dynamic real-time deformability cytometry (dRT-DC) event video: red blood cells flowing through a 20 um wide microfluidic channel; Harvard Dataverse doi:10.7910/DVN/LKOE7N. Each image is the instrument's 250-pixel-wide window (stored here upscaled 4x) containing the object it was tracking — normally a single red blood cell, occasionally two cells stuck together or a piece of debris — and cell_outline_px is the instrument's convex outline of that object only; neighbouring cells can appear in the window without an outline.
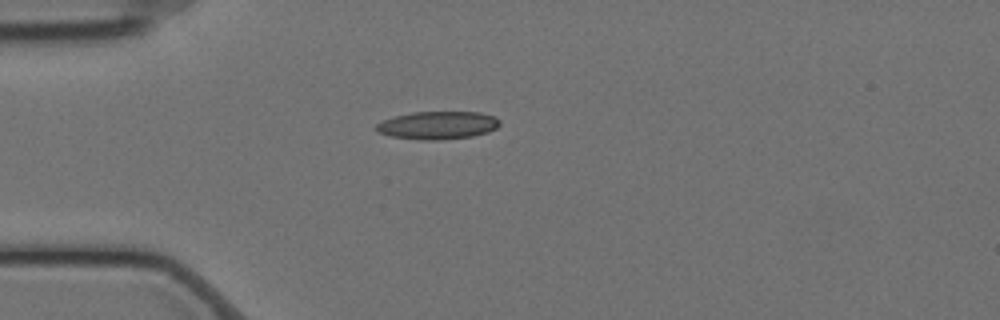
{"species": "Egyptian fruit bat (a non-hibernating species)", "species_latin": "Rousettus aegyptiacus", "temperature_condition": "cold", "stored_images_in_passage": 34, "camera_frame_rate_fps": 3000, "um_per_image_px": 0.085, "animal": {"sex": "female"}, "frame": {"image": 1, "passage_image": 1, "time_ms": 0.0, "image_size_px": [1000, 320], "cell_outline_px": [[500, 124], [496, 128], [488, 132], [472, 136], [440, 140], [420, 140], [392, 136], [376, 132], [376, 124], [384, 120], [396, 116], [412, 112], [480, 112], [496, 116], [500, 120]], "centroid_in_image_um": [37.24, 10.64], "position_along_channel_um": 47.8, "area_um2": 20.11}}
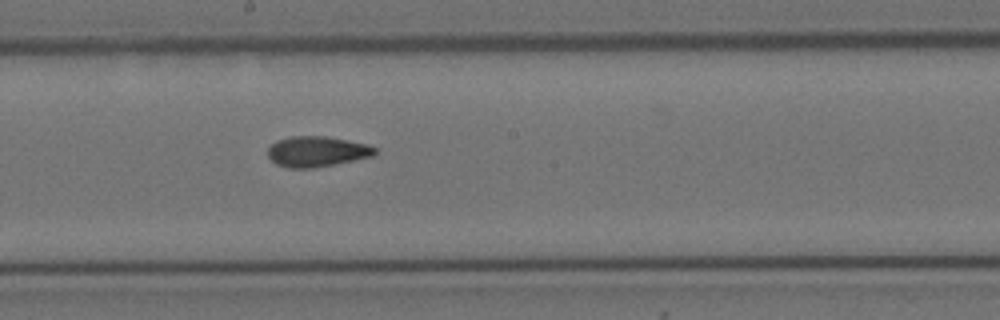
{"frame": {"image": 2, "passage_image": 17, "time_ms": 5.333, "image_size_px": [1000, 320], "cell_outline_px": [[376, 152], [372, 156], [312, 168], [288, 168], [276, 164], [268, 156], [268, 148], [276, 140], [288, 136], [324, 136], [348, 140], [368, 144], [376, 148]], "centroid_in_image_um": [26.9, 12.86], "position_along_channel_um": 221.3, "area_um2": 18.9}}
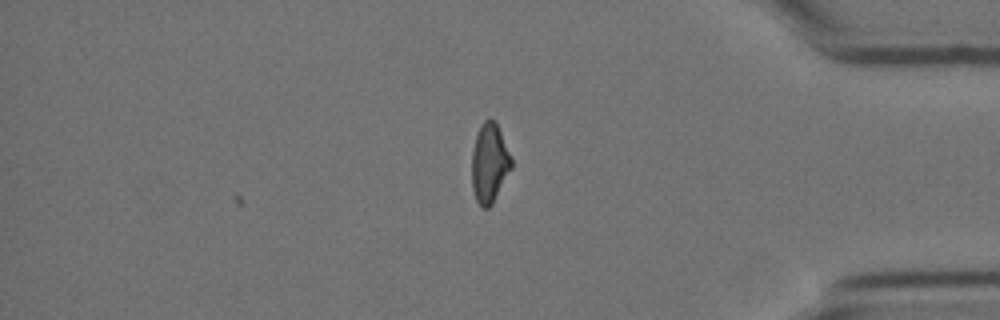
{"frame": {"image": 3, "passage_image": 34, "time_ms": 11.0, "image_size_px": [1000, 320], "cell_outline_px": [[512, 168], [492, 204], [488, 208], [480, 208], [476, 200], [472, 188], [472, 148], [480, 124], [484, 120], [496, 120], [512, 160]], "centroid_in_image_um": [41.59, 13.88], "position_along_channel_um": 393.6, "area_um2": 18.38}, "authors_computed_cell_mechanics": {"area_um2": 18.9584, "velocity_mm_per_s": 3.5177, "shape_relaxation_time_tau1_ms": 9.7961, "shape_relaxation_time_tau2_ms": 3.191, "deformation_change_tau1": 0.2248, "deformation_change_tau2": 0.0991}}